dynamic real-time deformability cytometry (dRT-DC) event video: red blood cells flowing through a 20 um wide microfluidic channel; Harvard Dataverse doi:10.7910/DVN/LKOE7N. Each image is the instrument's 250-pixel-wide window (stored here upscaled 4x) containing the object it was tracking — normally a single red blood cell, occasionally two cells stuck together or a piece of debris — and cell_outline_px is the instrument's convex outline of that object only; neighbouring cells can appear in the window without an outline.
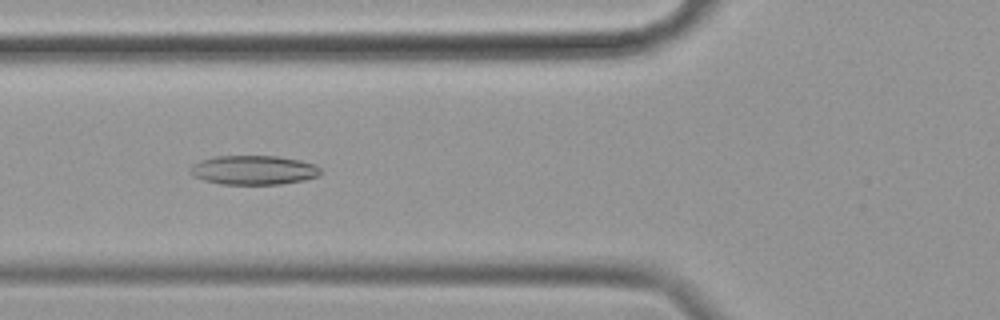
{"species": "common noctule bat (a hibernating species)", "species_latin": "Nyctalus noctula", "temperature_condition": "cold", "stored_images_in_passage": 43, "camera_frame_rate_fps": 3000, "um_per_image_px": 0.085, "animal": {"sex": "female", "body_mass_g": 19.9}, "frame": {"image": 1, "passage_image": 7, "time_ms": 2.0, "image_size_px": [1000, 320], "cell_outline_px": [[320, 172], [316, 176], [304, 180], [280, 184], [220, 184], [204, 180], [192, 176], [192, 164], [200, 160], [216, 156], [276, 156], [300, 160], [316, 164], [320, 168]], "centroid_in_image_um": [21.55, 14.45], "position_along_channel_um": 104.2, "area_um2": 22.08}}
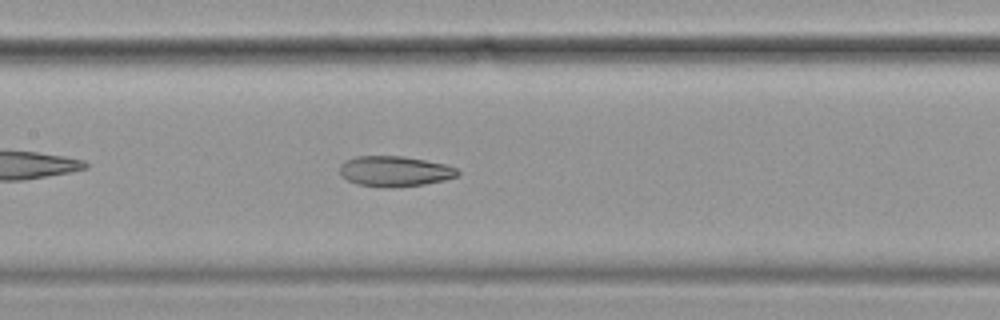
{"frame": {"image": 2, "passage_image": 13, "time_ms": 4.0, "image_size_px": [1000, 320], "cell_outline_px": [[460, 176], [444, 180], [424, 184], [392, 188], [388, 188], [356, 184], [340, 176], [340, 164], [356, 156], [404, 156], [444, 164], [456, 168], [460, 172]], "centroid_in_image_um": [33.55, 14.57], "position_along_channel_um": 173.8, "area_um2": 20.98}}
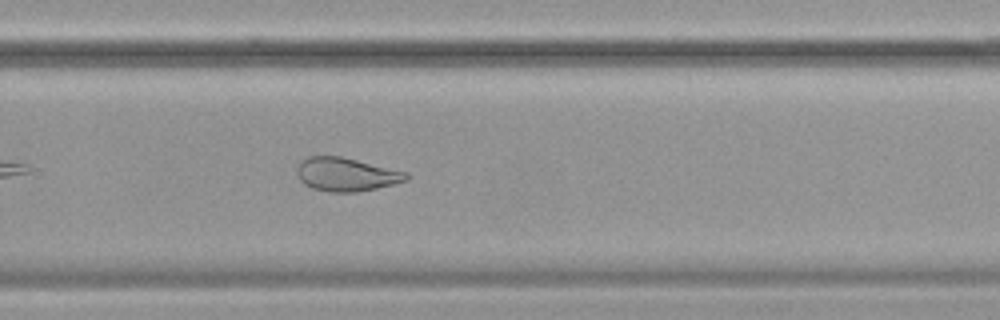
{"frame": {"image": 3, "passage_image": 24, "time_ms": 7.667, "image_size_px": [1000, 320], "cell_outline_px": [[408, 180], [376, 188], [356, 192], [328, 192], [312, 188], [304, 184], [300, 180], [296, 172], [296, 168], [300, 160], [308, 156], [340, 156], [408, 172]], "centroid_in_image_um": [29.39, 14.82], "position_along_channel_um": 300.4, "area_um2": 21.39}, "authors_computed_cell_mechanics": {"area_um2": 22.4264, "velocity_mm_per_s": 3.467, "shape_relaxation_time_tau1_ms": null, "shape_relaxation_time_tau2_ms": 3.5371, "deformation_change_tau1": null, "deformation_change_tau2": 0.1094}}